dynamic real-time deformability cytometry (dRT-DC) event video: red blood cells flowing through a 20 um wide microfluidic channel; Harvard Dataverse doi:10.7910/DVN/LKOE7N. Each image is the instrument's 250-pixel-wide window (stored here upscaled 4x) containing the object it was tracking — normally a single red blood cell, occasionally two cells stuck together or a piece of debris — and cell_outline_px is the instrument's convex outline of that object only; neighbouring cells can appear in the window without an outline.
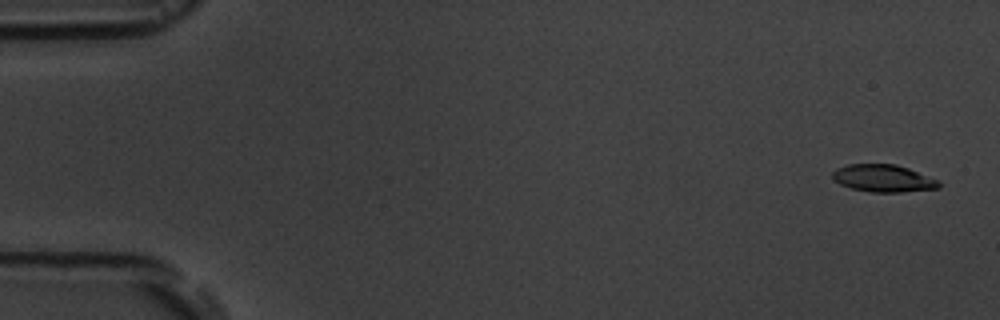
{"species": "common noctule bat (a hibernating species)", "species_latin": "Nyctalus noctula", "temperature_condition": "room temperature", "stored_images_in_passage": 6, "camera_frame_rate_fps": 3000, "um_per_image_px": 0.085, "animal": {"sex": "male", "body_mass_g": 19.5, "forearm_length_mm": 54.6}, "frame": {"image": 1, "passage_image": 1, "time_ms": 0.0, "image_size_px": [1000, 320], "cell_outline_px": [[940, 188], [900, 192], [868, 192], [852, 188], [840, 184], [832, 180], [832, 172], [836, 168], [848, 164], [896, 164], [908, 168], [940, 180]], "centroid_in_image_um": [75.07, 15.15], "position_along_channel_um": 9.9, "area_um2": 17.11}}
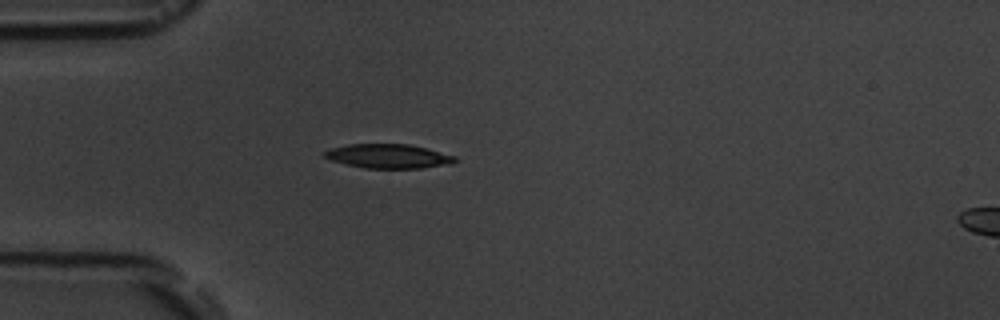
{"frame": {"image": 2, "passage_image": 5, "time_ms": 4.667, "image_size_px": [1000, 320], "cell_outline_px": [[460, 160], [452, 164], [420, 168], [364, 168], [344, 164], [332, 160], [324, 156], [324, 152], [332, 148], [348, 144], [408, 144], [456, 156]], "centroid_in_image_um": [33.05, 13.28], "position_along_channel_um": 52.0, "area_um2": 18.32}}